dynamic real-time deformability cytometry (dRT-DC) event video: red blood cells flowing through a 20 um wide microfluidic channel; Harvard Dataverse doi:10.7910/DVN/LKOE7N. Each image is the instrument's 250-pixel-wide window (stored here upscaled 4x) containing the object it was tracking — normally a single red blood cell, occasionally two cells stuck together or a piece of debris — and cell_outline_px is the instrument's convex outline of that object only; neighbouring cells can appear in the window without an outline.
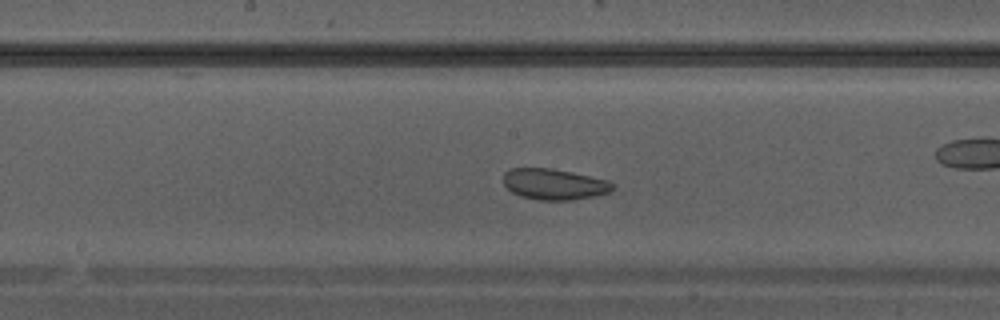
{"species": "Egyptian fruit bat (a non-hibernating species)", "species_latin": "Rousettus aegyptiacus", "temperature_condition": "warm", "stored_images_in_passage": 26, "camera_frame_rate_fps": 3000, "um_per_image_px": 0.085, "animal": {"sex": "male"}, "frame": {"image": 1, "passage_image": 8, "time_ms": 2.333, "image_size_px": [1000, 320], "cell_outline_px": [[616, 188], [612, 192], [572, 200], [536, 200], [520, 196], [512, 192], [504, 184], [504, 172], [512, 168], [548, 168], [572, 172], [608, 180], [616, 184]], "centroid_in_image_um": [47.14, 15.66], "position_along_channel_um": 201.1, "area_um2": 19.83}}